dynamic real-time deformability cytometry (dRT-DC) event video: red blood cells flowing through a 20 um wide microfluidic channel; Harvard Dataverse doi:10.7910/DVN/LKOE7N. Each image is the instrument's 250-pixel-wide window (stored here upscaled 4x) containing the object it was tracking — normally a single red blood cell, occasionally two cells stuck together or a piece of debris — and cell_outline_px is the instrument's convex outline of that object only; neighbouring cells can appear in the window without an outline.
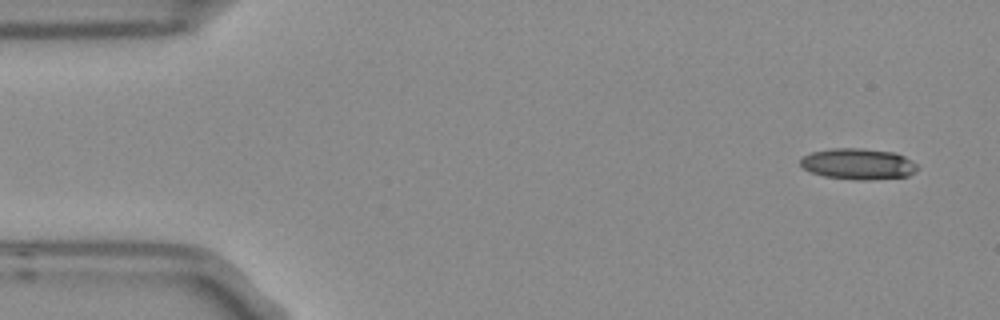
{"species": "Egyptian fruit bat (a non-hibernating species)", "species_latin": "Rousettus aegyptiacus", "temperature_condition": "room temperature", "stored_images_in_passage": 6, "camera_frame_rate_fps": 3000, "um_per_image_px": 0.085, "frame": {"image": 1, "passage_image": 1, "time_ms": 0.0, "image_size_px": [1000, 320], "cell_outline_px": [[920, 168], [916, 172], [908, 176], [868, 180], [856, 180], [824, 176], [812, 172], [804, 168], [800, 164], [800, 160], [804, 156], [812, 152], [832, 148], [860, 148], [892, 152], [904, 156], [912, 160]], "centroid_in_image_um": [72.98, 13.94], "position_along_channel_um": 12.0, "area_um2": 21.15}}
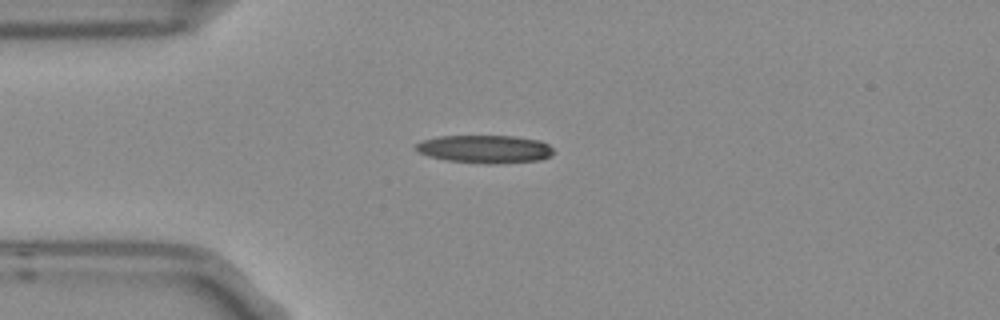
{"frame": {"image": 2, "passage_image": 3, "time_ms": 0.667, "image_size_px": [1000, 320], "cell_outline_px": [[552, 156], [540, 160], [496, 164], [488, 164], [448, 160], [428, 156], [412, 148], [416, 144], [424, 140], [440, 136], [512, 136], [540, 140], [548, 144], [552, 148]], "centroid_in_image_um": [41.23, 12.67], "position_along_channel_um": 43.8, "area_um2": 22.43}}
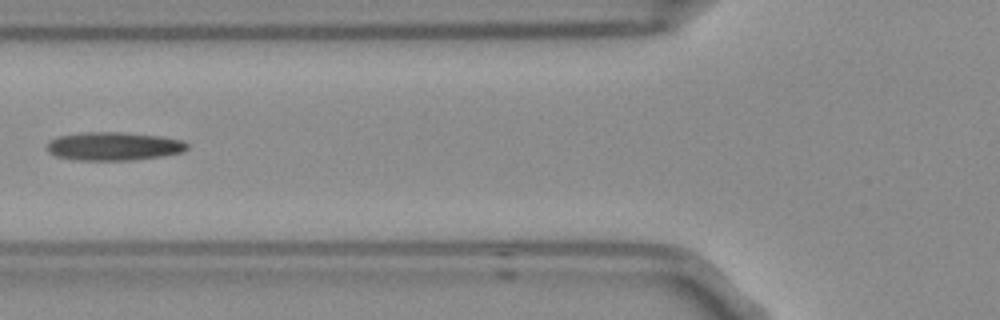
{"frame": {"image": 3, "passage_image": 5, "time_ms": 1.333, "image_size_px": [1000, 320], "cell_outline_px": [[188, 148], [184, 152], [160, 156], [132, 160], [76, 160], [56, 156], [48, 152], [48, 140], [56, 136], [84, 132], [120, 132], [160, 136], [184, 140], [188, 144]], "centroid_in_image_um": [9.66, 12.42], "position_along_channel_um": 116.1, "area_um2": 23.29}}